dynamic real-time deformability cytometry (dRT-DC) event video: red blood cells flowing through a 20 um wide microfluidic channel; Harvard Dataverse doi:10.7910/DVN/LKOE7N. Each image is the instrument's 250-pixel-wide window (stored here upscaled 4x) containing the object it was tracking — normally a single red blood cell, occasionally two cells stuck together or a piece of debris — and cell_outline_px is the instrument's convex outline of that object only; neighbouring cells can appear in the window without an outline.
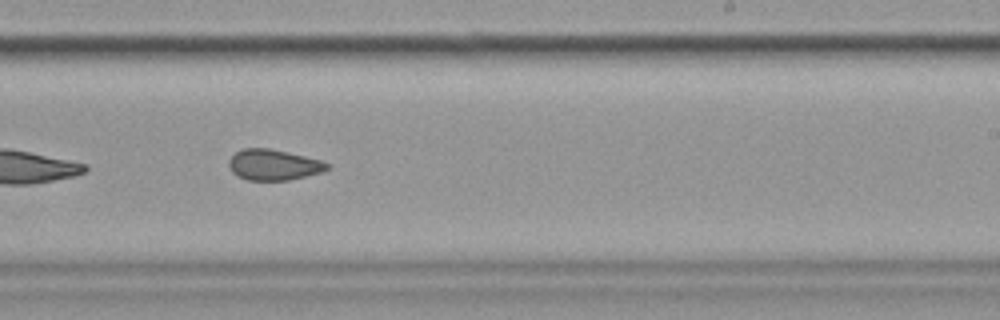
{"species": "common noctule bat (a hibernating species)", "species_latin": "Nyctalus noctula", "temperature_condition": "cold", "stored_images_in_passage": 40, "camera_frame_rate_fps": 3000, "um_per_image_px": 0.085, "animal": {"sex": "female", "body_mass_g": 19.9}, "frame": {"image": 1, "passage_image": 18, "time_ms": 5.667, "image_size_px": [1000, 320], "cell_outline_px": [[328, 168], [320, 172], [288, 180], [248, 180], [236, 176], [232, 172], [228, 164], [228, 160], [236, 152], [244, 148], [268, 148], [304, 156], [320, 160], [328, 164]], "centroid_in_image_um": [23.19, 14.01], "position_along_channel_um": 265.8, "area_um2": 17.34}}